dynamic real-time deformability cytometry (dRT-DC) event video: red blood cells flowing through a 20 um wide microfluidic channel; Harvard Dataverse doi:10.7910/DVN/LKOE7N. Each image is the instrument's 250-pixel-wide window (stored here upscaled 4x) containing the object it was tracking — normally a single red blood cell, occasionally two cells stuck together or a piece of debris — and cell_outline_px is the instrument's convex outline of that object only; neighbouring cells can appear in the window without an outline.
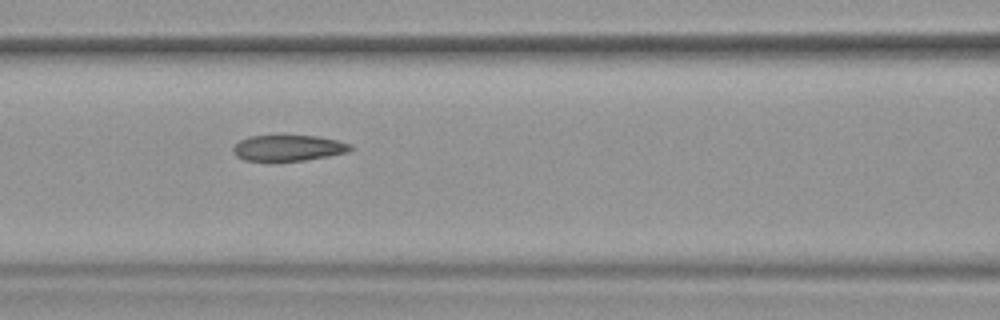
{"species": "common noctule bat (a hibernating species)", "species_latin": "Nyctalus noctula", "temperature_condition": "warm", "stored_images_in_passage": 54, "camera_frame_rate_fps": 3000, "um_per_image_px": 0.085, "animal": {"sex": "female", "body_mass_g": 19.9}, "frame": {"image": 1, "passage_image": 24, "time_ms": 7.667, "image_size_px": [1000, 320], "cell_outline_px": [[352, 148], [348, 152], [328, 156], [304, 160], [276, 164], [268, 164], [244, 160], [236, 156], [232, 152], [232, 148], [240, 140], [248, 136], [320, 136], [352, 144]], "centroid_in_image_um": [24.44, 12.63], "position_along_channel_um": 142.2, "area_um2": 18.5}, "authors_computed_cell_mechanics": {"area_um2": 19.4208, "velocity_mm_per_s": 3.8181, "shape_relaxation_time_tau1_ms": null, "shape_relaxation_time_tau2_ms": 2.2723, "deformation_change_tau1": null, "deformation_change_tau2": 0.0872}}